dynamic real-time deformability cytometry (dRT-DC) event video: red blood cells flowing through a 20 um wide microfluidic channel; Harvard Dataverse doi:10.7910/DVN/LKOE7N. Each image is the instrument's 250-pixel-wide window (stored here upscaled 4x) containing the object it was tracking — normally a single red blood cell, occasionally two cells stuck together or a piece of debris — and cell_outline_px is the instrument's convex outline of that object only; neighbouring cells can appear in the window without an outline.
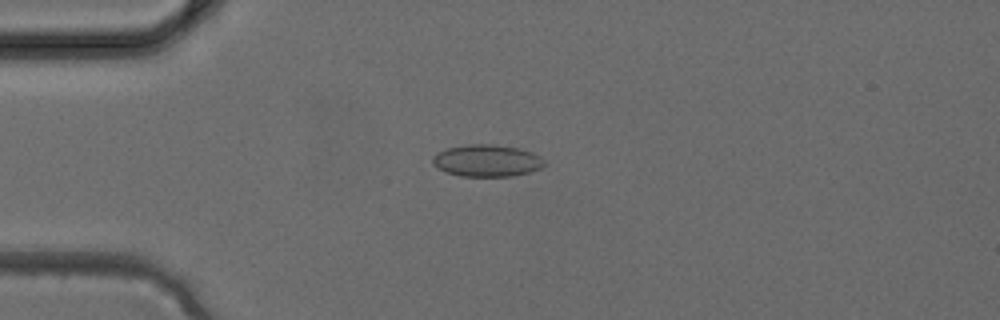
{"species": "common noctule bat (a hibernating species)", "species_latin": "Nyctalus noctula", "temperature_condition": "cold", "stored_images_in_passage": 2, "camera_frame_rate_fps": 3000, "um_per_image_px": 0.085, "animal": {"sex": "female", "body_mass_g": 24.6, "forearm_length_mm": 56.2}, "frame": {"image": 1, "passage_image": 2, "time_ms": 0.333, "image_size_px": [1000, 320], "cell_outline_px": [[548, 164], [540, 168], [528, 172], [512, 176], [460, 176], [444, 172], [432, 164], [432, 156], [448, 148], [468, 144], [492, 144], [520, 148], [532, 152], [540, 156]], "centroid_in_image_um": [41.4, 13.65], "position_along_channel_um": 43.6, "area_um2": 20.92}}